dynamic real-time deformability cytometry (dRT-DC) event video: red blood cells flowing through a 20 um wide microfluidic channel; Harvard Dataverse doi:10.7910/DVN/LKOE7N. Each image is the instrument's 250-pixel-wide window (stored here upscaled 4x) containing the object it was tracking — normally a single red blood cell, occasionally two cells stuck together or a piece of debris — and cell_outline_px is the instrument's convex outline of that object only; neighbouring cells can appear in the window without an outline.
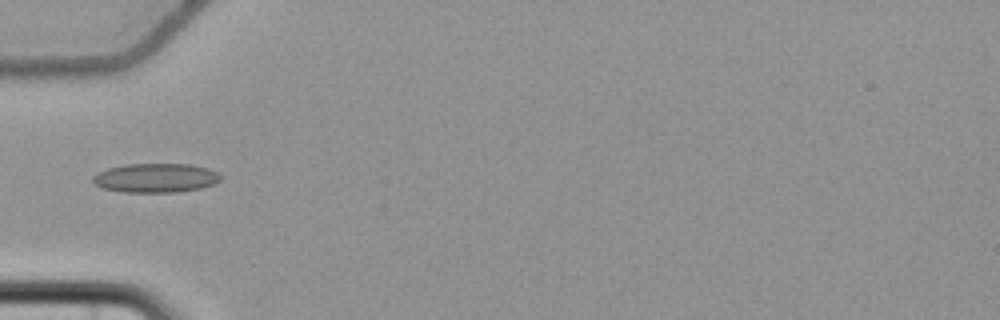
{"species": "common noctule bat (a hibernating species)", "species_latin": "Nyctalus noctula", "temperature_condition": "cold", "stored_images_in_passage": 6, "camera_frame_rate_fps": 3000, "um_per_image_px": 0.085, "animal": {"sex": "female", "body_mass_g": 22.7, "forearm_length_mm": 54.2}, "frame": {"image": 1, "passage_image": 6, "time_ms": 6.333, "image_size_px": [1000, 320], "cell_outline_px": [[220, 180], [212, 184], [200, 188], [176, 192], [124, 192], [104, 188], [96, 184], [92, 180], [92, 176], [96, 172], [108, 168], [124, 164], [188, 164], [208, 168], [216, 172], [220, 176]], "centroid_in_image_um": [13.19, 15.11], "position_along_channel_um": 71.8, "area_um2": 21.56}}